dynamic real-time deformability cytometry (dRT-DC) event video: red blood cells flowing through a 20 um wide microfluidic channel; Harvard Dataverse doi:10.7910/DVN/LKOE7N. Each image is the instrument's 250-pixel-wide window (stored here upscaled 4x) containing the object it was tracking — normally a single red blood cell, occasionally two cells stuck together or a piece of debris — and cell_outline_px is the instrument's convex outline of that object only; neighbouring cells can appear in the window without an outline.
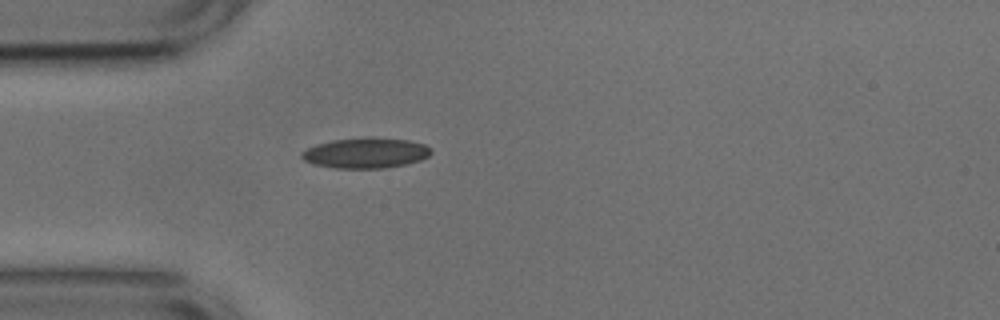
{"species": "common noctule bat (a hibernating species)", "species_latin": "Nyctalus noctula", "temperature_condition": "cold", "stored_images_in_passage": 40, "camera_frame_rate_fps": 3000, "um_per_image_px": 0.085, "animal": {"sex": "male", "body_mass_g": 17.9, "forearm_length_mm": 54.2}, "frame": {"image": 1, "passage_image": 1, "time_ms": 0.0, "image_size_px": [1000, 320], "cell_outline_px": [[432, 152], [428, 156], [420, 160], [404, 164], [384, 168], [336, 168], [312, 164], [304, 160], [300, 156], [300, 152], [316, 144], [332, 140], [364, 136], [372, 136], [408, 140], [424, 144], [432, 148]], "centroid_in_image_um": [31.07, 12.98], "position_along_channel_um": 53.9, "area_um2": 23.24}}
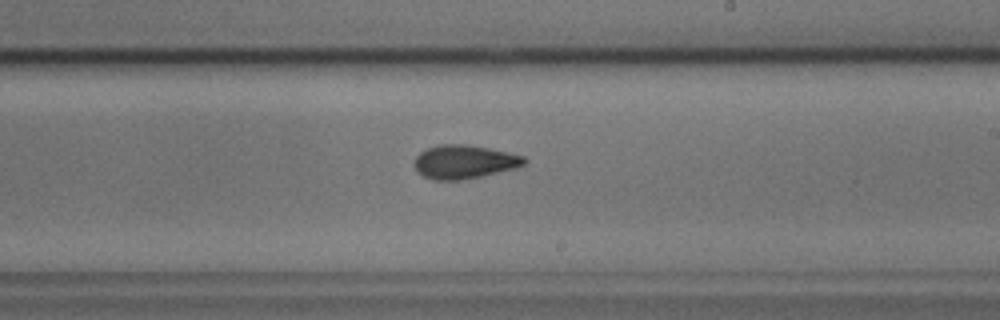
{"frame": {"image": 2, "passage_image": 17, "time_ms": 5.333, "image_size_px": [1000, 320], "cell_outline_px": [[528, 160], [524, 164], [516, 168], [480, 176], [460, 180], [432, 180], [416, 172], [412, 164], [416, 156], [420, 152], [428, 148], [440, 144], [464, 144], [488, 148], [508, 152], [524, 156]], "centroid_in_image_um": [39.42, 13.76], "position_along_channel_um": 249.6, "area_um2": 21.62}}
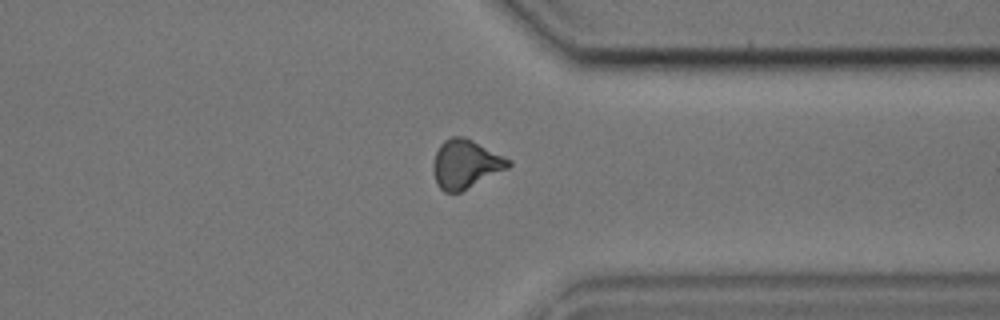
{"frame": {"image": 3, "passage_image": 27, "time_ms": 8.667, "image_size_px": [1000, 320], "cell_outline_px": [[512, 164], [508, 168], [460, 192], [444, 192], [436, 184], [432, 168], [432, 164], [436, 152], [440, 144], [444, 140], [452, 136], [464, 136], [512, 160]], "centroid_in_image_um": [39.55, 13.94], "position_along_channel_um": 371.8, "area_um2": 21.33}, "authors_computed_cell_mechanics": {"area_um2": 20.7791, "velocity_mm_per_s": 3.756, "shape_relaxation_time_tau1_ms": 3.4144, "shape_relaxation_time_tau2_ms": 2.2475, "deformation_change_tau1": 0.1065, "deformation_change_tau2": 0.0811}}